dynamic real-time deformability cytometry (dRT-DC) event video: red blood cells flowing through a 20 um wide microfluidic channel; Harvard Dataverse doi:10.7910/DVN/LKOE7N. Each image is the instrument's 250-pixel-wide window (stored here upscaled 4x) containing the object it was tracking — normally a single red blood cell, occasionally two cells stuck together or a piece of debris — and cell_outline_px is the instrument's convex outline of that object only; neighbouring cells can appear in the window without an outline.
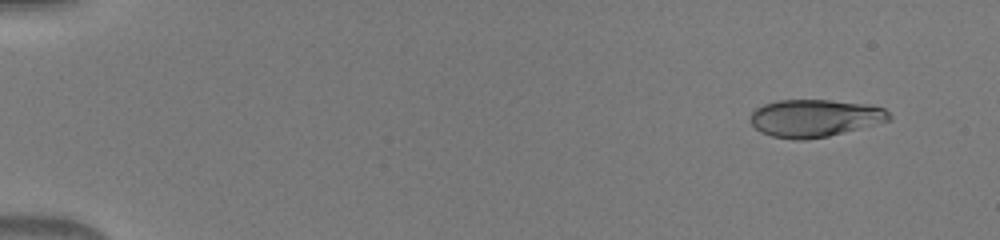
{"species": "human", "species_latin": "Homo sapiens", "temperature_condition": "warm", "stored_images_in_passage": 50, "camera_frame_rate_fps": 3000, "um_per_image_px": 0.085, "donor": {"sex": "male"}, "frame": {"image": 1, "passage_image": 4, "time_ms": 1.0, "image_size_px": [1000, 240], "cell_outline_px": [[892, 116], [888, 120], [828, 136], [804, 140], [796, 140], [772, 136], [760, 132], [752, 124], [752, 112], [756, 108], [764, 104], [776, 100], [828, 100], [864, 104], [884, 108]], "centroid_in_image_um": [69.21, 10.04], "position_along_channel_um": 15.8, "area_um2": 29.82}}
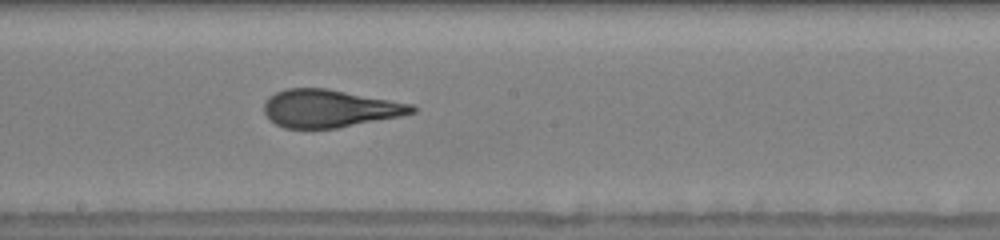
{"frame": {"image": 2, "passage_image": 29, "time_ms": 9.333, "image_size_px": [1000, 240], "cell_outline_px": [[416, 112], [400, 116], [336, 128], [284, 128], [276, 124], [264, 112], [264, 104], [268, 96], [284, 88], [328, 88], [412, 104], [416, 108]], "centroid_in_image_um": [27.99, 9.21], "position_along_channel_um": 220.2, "area_um2": 32.37}}
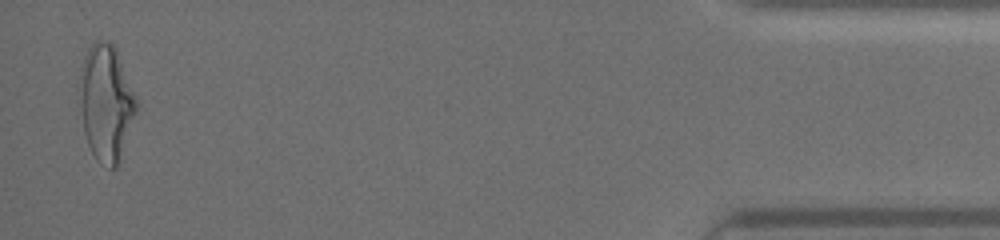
{"frame": {"image": 3, "passage_image": 49, "time_ms": 16.0, "image_size_px": [1000, 240], "cell_outline_px": [[140, 104], [116, 168], [112, 168], [96, 160], [88, 144], [84, 132], [76, 92], [80, 68], [84, 56], [88, 48], [96, 40], [104, 40], [112, 44], [116, 48]], "centroid_in_image_um": [8.99, 8.69], "position_along_channel_um": 426.2, "area_um2": 39.25}}